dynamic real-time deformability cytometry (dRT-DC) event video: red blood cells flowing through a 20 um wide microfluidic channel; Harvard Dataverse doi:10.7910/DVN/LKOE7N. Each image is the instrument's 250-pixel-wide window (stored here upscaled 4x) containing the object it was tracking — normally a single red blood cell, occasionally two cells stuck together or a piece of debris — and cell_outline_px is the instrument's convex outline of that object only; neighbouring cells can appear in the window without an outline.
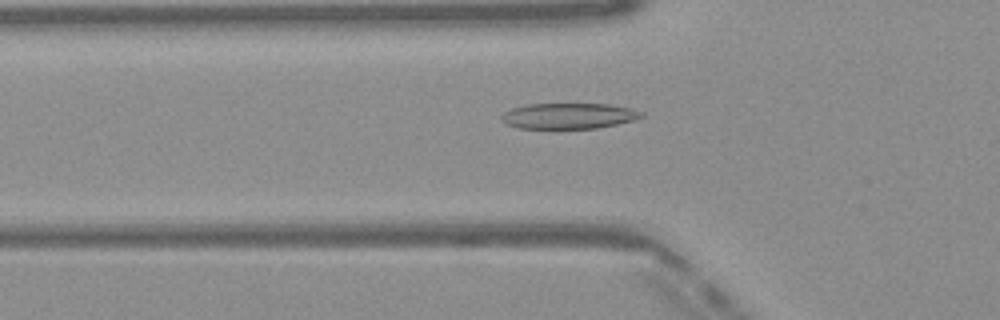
{"species": "Egyptian fruit bat (a non-hibernating species)", "species_latin": "Rousettus aegyptiacus", "temperature_condition": "warm", "stored_images_in_passage": 37, "camera_frame_rate_fps": 3000, "um_per_image_px": 0.085, "frame": {"image": 1, "passage_image": 4, "time_ms": 1.0, "image_size_px": [1000, 320], "cell_outline_px": [[644, 116], [636, 120], [596, 128], [520, 128], [504, 124], [500, 120], [500, 116], [504, 112], [512, 108], [524, 104], [608, 104], [628, 108], [644, 112]], "centroid_in_image_um": [48.3, 9.85], "position_along_channel_um": 77.5, "area_um2": 21.04}}
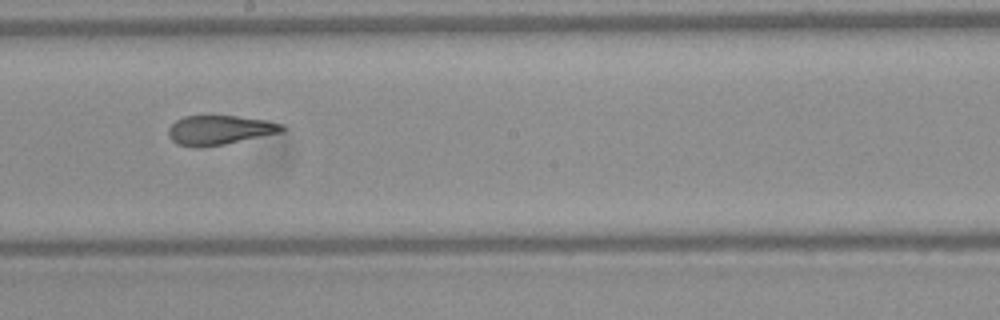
{"frame": {"image": 2, "passage_image": 15, "time_ms": 4.667, "image_size_px": [1000, 320], "cell_outline_px": [[284, 132], [224, 144], [200, 148], [192, 148], [176, 144], [168, 136], [168, 128], [176, 120], [184, 116], [236, 116], [264, 120], [284, 124]], "centroid_in_image_um": [18.64, 11.07], "position_along_channel_um": 229.6, "area_um2": 19.59}}
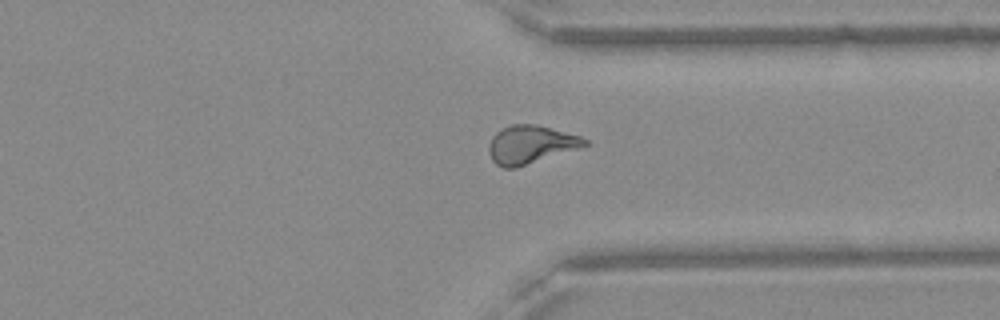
{"frame": {"image": 3, "passage_image": 25, "time_ms": 8.0, "image_size_px": [1000, 320], "cell_outline_px": [[588, 144], [580, 148], [516, 168], [504, 168], [496, 164], [492, 160], [488, 152], [488, 144], [492, 136], [500, 128], [512, 124], [536, 124], [580, 136], [588, 140]], "centroid_in_image_um": [45.07, 12.29], "position_along_channel_um": 366.3, "area_um2": 21.44}, "authors_computed_cell_mechanics": {"area_um2": 20.519, "velocity_mm_per_s": 4.1148, "shape_relaxation_time_tau1_ms": 7.3834, "shape_relaxation_time_tau2_ms": 1.4925, "deformation_change_tau1": 0.2454, "deformation_change_tau2": 0.1029}}